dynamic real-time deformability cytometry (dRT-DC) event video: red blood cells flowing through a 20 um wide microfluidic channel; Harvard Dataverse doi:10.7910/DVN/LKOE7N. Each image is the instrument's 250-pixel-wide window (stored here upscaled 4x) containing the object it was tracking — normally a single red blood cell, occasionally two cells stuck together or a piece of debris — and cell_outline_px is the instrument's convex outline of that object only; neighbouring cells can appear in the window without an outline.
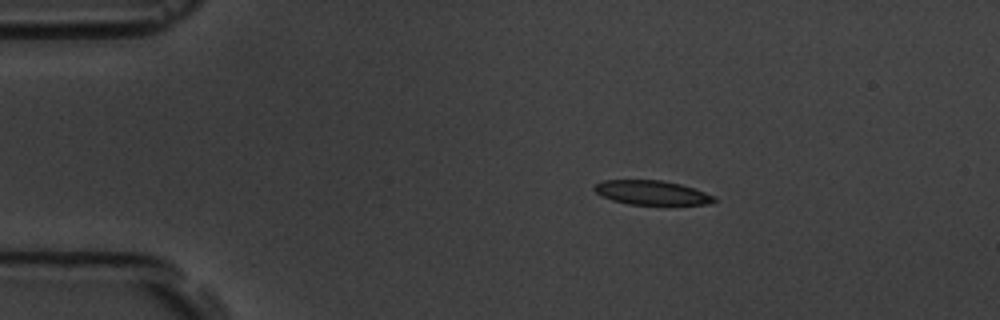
{"species": "common noctule bat (a hibernating species)", "species_latin": "Nyctalus noctula", "temperature_condition": "room temperature", "stored_images_in_passage": 47, "camera_frame_rate_fps": 3000, "um_per_image_px": 0.085, "animal": {"sex": "male", "body_mass_g": 19.5, "forearm_length_mm": 54.6}, "frame": {"image": 1, "passage_image": 1, "time_ms": 0.0, "image_size_px": [1000, 320], "cell_outline_px": [[716, 200], [708, 204], [628, 204], [612, 200], [596, 192], [592, 188], [596, 184], [604, 180], [660, 180], [680, 184], [716, 196]], "centroid_in_image_um": [55.39, 16.37], "position_along_channel_um": 29.6, "area_um2": 16.65}}
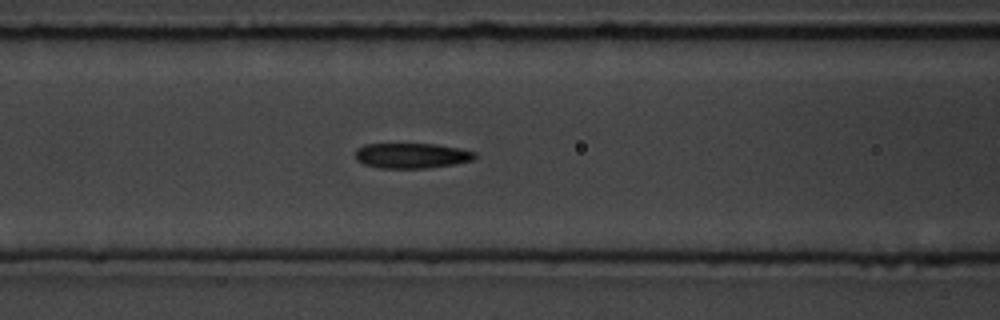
{"frame": {"image": 2, "passage_image": 14, "time_ms": 4.333, "image_size_px": [1000, 320], "cell_outline_px": [[476, 156], [472, 160], [452, 164], [428, 168], [380, 168], [364, 164], [356, 160], [356, 148], [364, 144], [436, 144], [460, 148], [476, 152]], "centroid_in_image_um": [34.98, 13.22], "position_along_channel_um": 131.6, "area_um2": 17.57}}
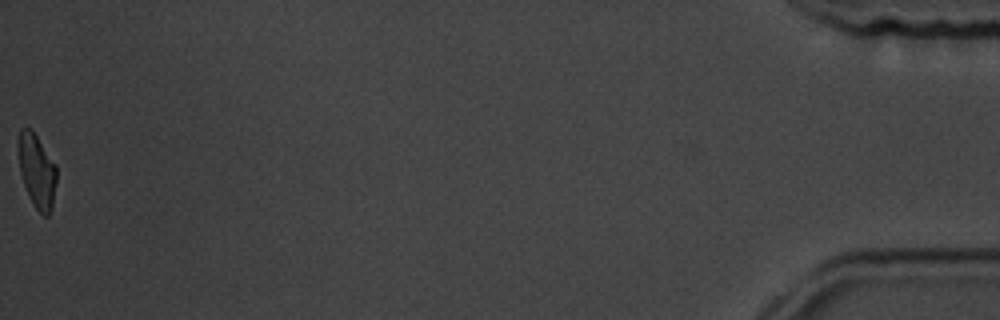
{"frame": {"image": 3, "passage_image": 47, "time_ms": 15.333, "image_size_px": [1000, 320], "cell_outline_px": [[56, 180], [52, 208], [48, 216], [44, 216], [32, 204], [24, 184], [20, 172], [20, 128], [32, 128], [56, 164]], "centroid_in_image_um": [3.17, 14.55], "position_along_channel_um": 432.0, "area_um2": 16.13}, "authors_computed_cell_mechanics": {"area_um2": 17.6868, "velocity_mm_per_s": 3.6549, "shape_relaxation_time_tau1_ms": null, "shape_relaxation_time_tau2_ms": 9.7675, "deformation_change_tau1": null, "deformation_change_tau2": 0.194}}